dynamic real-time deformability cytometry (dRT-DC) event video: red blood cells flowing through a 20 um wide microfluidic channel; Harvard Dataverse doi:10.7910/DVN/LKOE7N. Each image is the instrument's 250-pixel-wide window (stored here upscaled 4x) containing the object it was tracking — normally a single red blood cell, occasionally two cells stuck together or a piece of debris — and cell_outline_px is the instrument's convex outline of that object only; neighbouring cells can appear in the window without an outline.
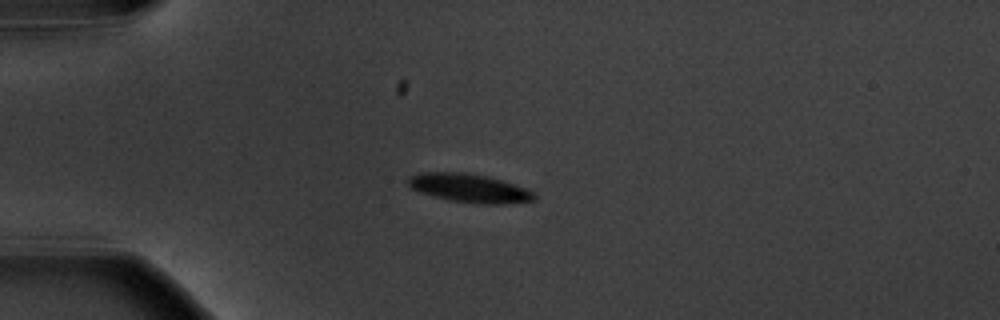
{"species": "common noctule bat (a hibernating species)", "species_latin": "Nyctalus noctula", "temperature_condition": "warm", "stored_images_in_passage": 42, "camera_frame_rate_fps": 3000, "um_per_image_px": 0.085, "animal": {"sex": "male", "body_mass_g": 20.1, "forearm_length_mm": 53.5}, "frame": {"image": 1, "passage_image": 1, "time_ms": 0.0, "image_size_px": [1000, 320], "cell_outline_px": [[536, 200], [504, 204], [484, 204], [448, 200], [420, 192], [412, 188], [408, 184], [408, 176], [420, 172], [468, 172], [488, 176], [536, 192]], "centroid_in_image_um": [39.89, 15.98], "position_along_channel_um": 45.1, "area_um2": 21.04}}
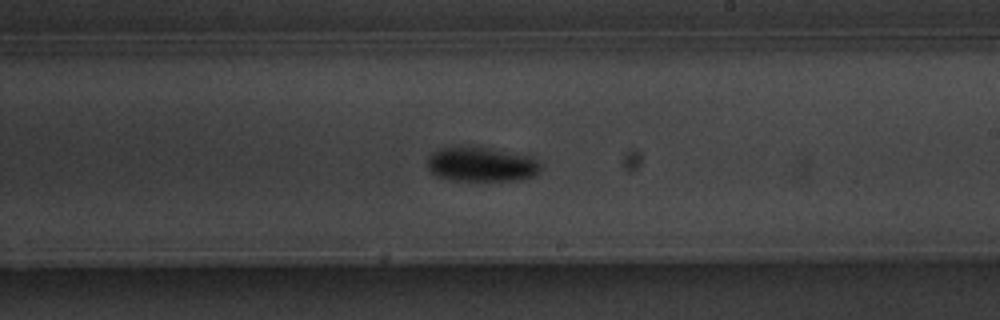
{"frame": {"image": 2, "passage_image": 20, "time_ms": 6.333, "image_size_px": [1000, 320], "cell_outline_px": [[544, 168], [536, 176], [520, 180], [452, 180], [436, 176], [428, 168], [428, 156], [432, 152], [440, 148], [460, 144], [492, 148], [536, 156], [540, 160]], "centroid_in_image_um": [41.0, 13.93], "position_along_channel_um": 248.0, "area_um2": 23.87}}
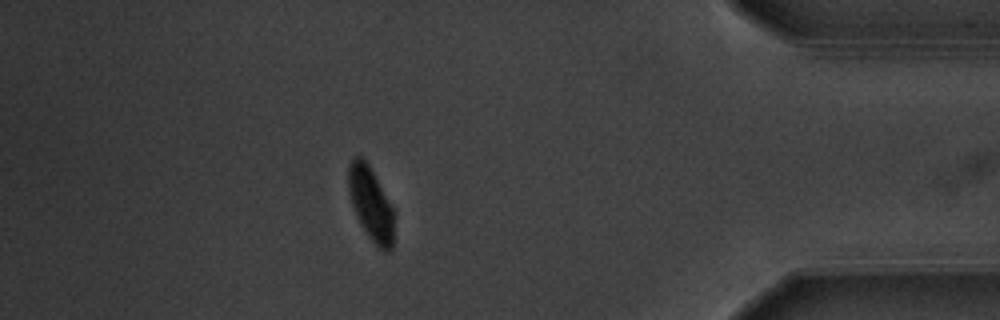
{"frame": {"image": 3, "passage_image": 36, "time_ms": 11.667, "image_size_px": [1000, 320], "cell_outline_px": [[396, 212], [392, 248], [388, 252], [384, 252], [368, 236], [352, 204], [348, 188], [348, 164], [356, 156], [360, 156], [368, 164]], "centroid_in_image_um": [31.57, 17.34], "position_along_channel_um": 403.6, "area_um2": 19.42}, "authors_computed_cell_mechanics": {"area_um2": 21.2704, "velocity_mm_per_s": 3.6035, "shape_relaxation_time_tau1_ms": 7.0348, "shape_relaxation_time_tau2_ms": null, "deformation_change_tau1": 0.2587, "deformation_change_tau2": null}}